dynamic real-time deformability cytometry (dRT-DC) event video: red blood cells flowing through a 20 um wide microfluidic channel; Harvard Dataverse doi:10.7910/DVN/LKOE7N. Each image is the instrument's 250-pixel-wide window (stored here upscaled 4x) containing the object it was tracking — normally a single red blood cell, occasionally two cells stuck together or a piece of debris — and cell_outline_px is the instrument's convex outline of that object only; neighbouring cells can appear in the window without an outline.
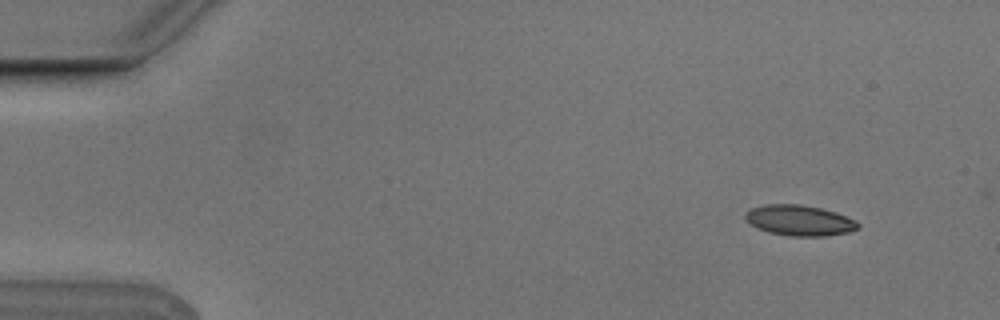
{"species": "Egyptian fruit bat (a non-hibernating species)", "species_latin": "Rousettus aegyptiacus", "temperature_condition": "cold", "stored_images_in_passage": 7, "camera_frame_rate_fps": 3000, "um_per_image_px": 0.085, "animal": {"sex": "male"}, "frame": {"image": 1, "passage_image": 1, "time_ms": 0.0, "image_size_px": [1000, 320], "cell_outline_px": [[860, 228], [848, 232], [824, 236], [788, 236], [768, 232], [756, 228], [744, 220], [744, 212], [752, 208], [764, 204], [800, 204], [820, 208], [836, 212], [856, 220], [860, 224]], "centroid_in_image_um": [67.92, 18.73], "position_along_channel_um": 17.1, "area_um2": 20.35}}
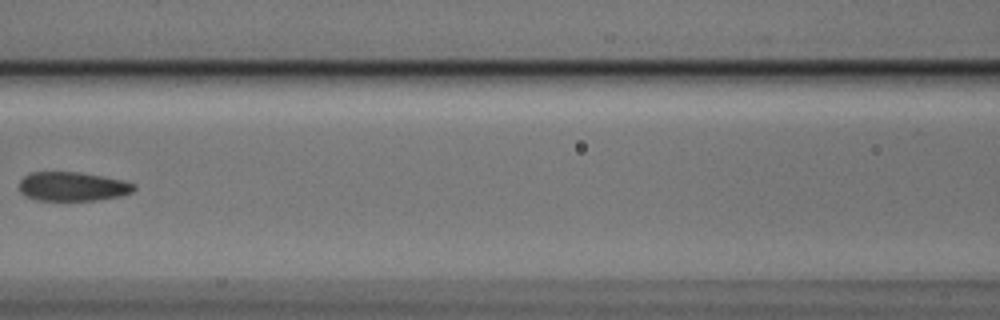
{"frame": {"image": 2, "passage_image": 6, "time_ms": 1.667, "image_size_px": [1000, 320], "cell_outline_px": [[136, 188], [132, 192], [120, 196], [96, 200], [36, 200], [24, 196], [20, 192], [20, 180], [24, 176], [32, 172], [76, 172], [100, 176], [120, 180], [136, 184]], "centroid_in_image_um": [6.14, 15.86], "position_along_channel_um": 160.5, "area_um2": 19.31}}
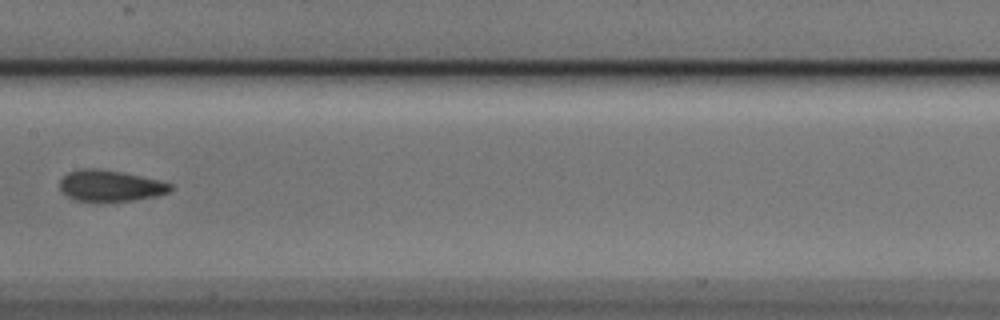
{"frame": {"image": 3, "passage_image": 7, "time_ms": 2.0, "image_size_px": [1000, 320], "cell_outline_px": [[172, 188], [168, 192], [156, 196], [132, 200], [72, 200], [60, 188], [60, 180], [68, 172], [80, 168], [96, 168], [120, 172], [160, 180], [172, 184]], "centroid_in_image_um": [9.36, 15.77], "position_along_channel_um": 198.0, "area_um2": 19.71}}